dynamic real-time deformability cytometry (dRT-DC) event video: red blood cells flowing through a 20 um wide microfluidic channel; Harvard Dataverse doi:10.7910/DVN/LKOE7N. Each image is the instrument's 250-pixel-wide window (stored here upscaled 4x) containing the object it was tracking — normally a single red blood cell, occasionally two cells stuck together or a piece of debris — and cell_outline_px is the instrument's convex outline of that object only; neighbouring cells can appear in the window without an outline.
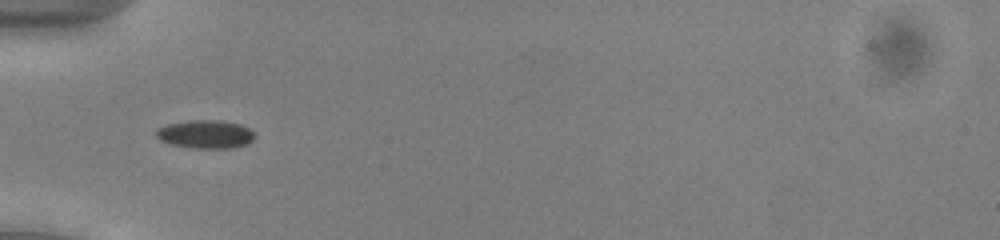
{"species": "common noctule bat (a hibernating species)", "species_latin": "Nyctalus noctula", "temperature_condition": "cold", "stored_images_in_passage": 36, "camera_frame_rate_fps": 3000, "um_per_image_px": 0.085, "animal": {"sex": "male", "body_mass_g": 13.0, "forearm_length_mm": 53.1}, "frame": {"image": 1, "passage_image": 1, "time_ms": 0.0, "image_size_px": [1000, 240], "cell_outline_px": [[252, 140], [248, 144], [232, 148], [192, 148], [172, 144], [160, 140], [156, 136], [156, 132], [160, 128], [168, 124], [188, 120], [220, 120], [240, 124], [248, 128], [252, 132]], "centroid_in_image_um": [17.47, 11.41], "position_along_channel_um": 67.5, "area_um2": 16.07}}
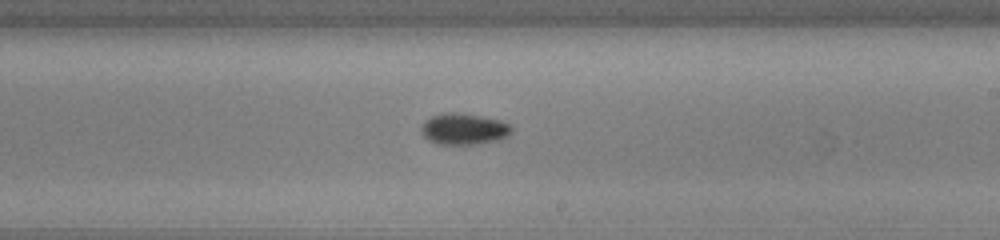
{"frame": {"image": 2, "passage_image": 15, "time_ms": 4.667, "image_size_px": [1000, 240], "cell_outline_px": [[512, 132], [508, 136], [500, 140], [476, 144], [436, 144], [428, 140], [420, 132], [420, 128], [424, 120], [432, 116], [444, 112], [456, 112], [480, 116], [500, 120], [512, 124]], "centroid_in_image_um": [39.43, 10.96], "position_along_channel_um": 249.6, "area_um2": 16.76}}
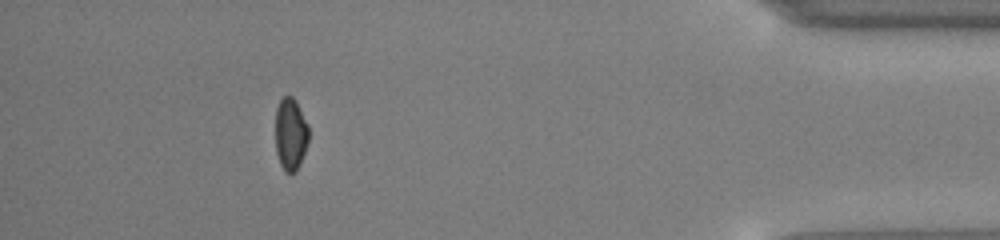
{"frame": {"image": 3, "passage_image": 31, "time_ms": 10.0, "image_size_px": [1000, 240], "cell_outline_px": [[308, 140], [300, 164], [296, 172], [284, 172], [280, 164], [276, 152], [276, 108], [280, 100], [284, 96], [292, 96], [296, 100], [308, 124]], "centroid_in_image_um": [24.69, 11.39], "position_along_channel_um": 410.5, "area_um2": 14.05}, "authors_computed_cell_mechanics": {"area_um2": 15.1725, "velocity_mm_per_s": 3.9425, "shape_relaxation_time_tau1_ms": 2.4735, "shape_relaxation_time_tau2_ms": null, "deformation_change_tau1": 0.0837, "deformation_change_tau2": null}}